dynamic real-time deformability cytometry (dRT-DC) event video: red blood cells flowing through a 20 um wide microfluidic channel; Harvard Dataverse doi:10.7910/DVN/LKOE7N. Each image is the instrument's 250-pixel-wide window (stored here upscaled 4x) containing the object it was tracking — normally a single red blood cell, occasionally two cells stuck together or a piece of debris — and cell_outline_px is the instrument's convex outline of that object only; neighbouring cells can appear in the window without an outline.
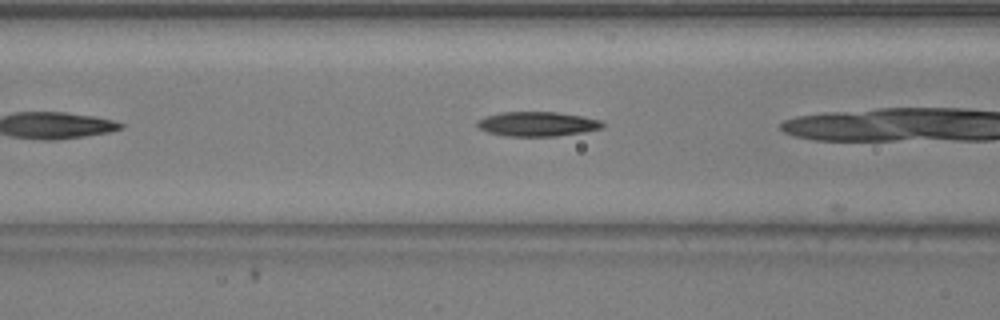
{"species": "common noctule bat (a hibernating species)", "species_latin": "Nyctalus noctula", "temperature_condition": "warm", "stored_images_in_passage": 9, "camera_frame_rate_fps": 3000, "um_per_image_px": 0.085, "animal": {"sex": "male", "body_mass_g": 20.5, "forearm_length_mm": 52.5}, "frame": {"image": 1, "passage_image": 5, "time_ms": 1.333, "image_size_px": [1000, 320], "cell_outline_px": [[604, 128], [584, 132], [556, 136], [508, 136], [488, 132], [480, 128], [476, 124], [476, 120], [484, 116], [500, 112], [556, 112], [580, 116], [600, 120], [604, 124]], "centroid_in_image_um": [45.65, 10.53], "position_along_channel_um": 120.9, "area_um2": 17.92}}